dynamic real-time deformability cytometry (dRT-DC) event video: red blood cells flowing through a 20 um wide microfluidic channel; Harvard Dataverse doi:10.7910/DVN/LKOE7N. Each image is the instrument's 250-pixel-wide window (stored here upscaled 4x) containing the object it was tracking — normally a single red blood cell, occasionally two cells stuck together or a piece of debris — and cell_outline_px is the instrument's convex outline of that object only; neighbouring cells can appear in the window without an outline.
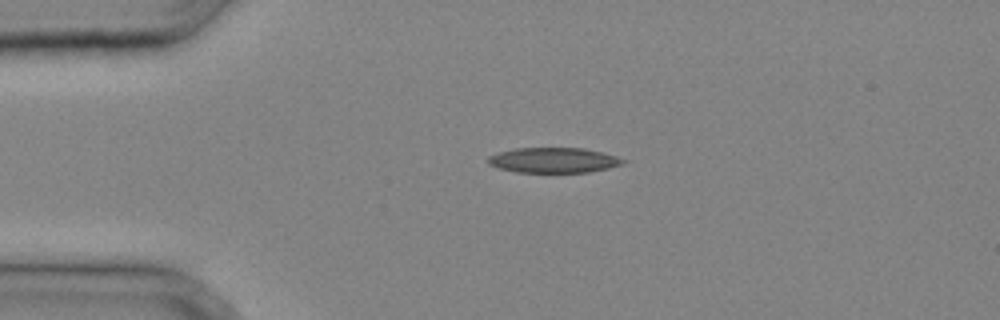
{"species": "common noctule bat (a hibernating species)", "species_latin": "Nyctalus noctula", "temperature_condition": "cold", "stored_images_in_passage": 34, "camera_frame_rate_fps": 3000, "um_per_image_px": 0.085, "animal": {"sex": "male", "body_mass_g": 20.4}, "frame": {"image": 1, "passage_image": 8, "time_ms": 2.333, "image_size_px": [1000, 320], "cell_outline_px": [[628, 160], [624, 164], [608, 168], [588, 172], [516, 172], [500, 168], [488, 164], [488, 156], [500, 152], [516, 148], [584, 148], [616, 156]], "centroid_in_image_um": [47.08, 13.61], "position_along_channel_um": 37.9, "area_um2": 19.71}}
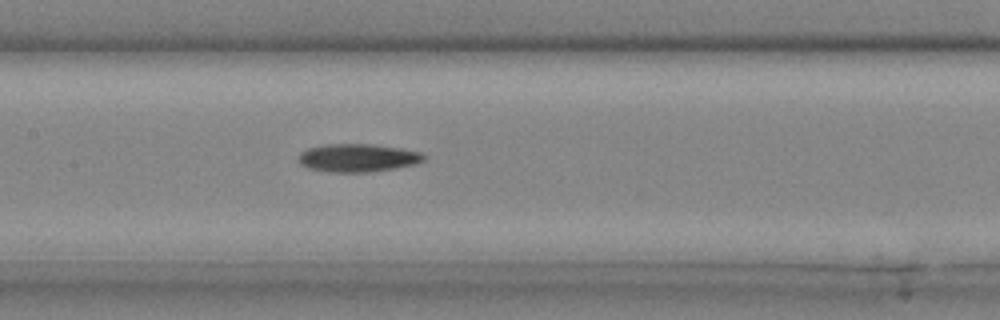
{"frame": {"image": 2, "passage_image": 17, "time_ms": 5.333, "image_size_px": [1000, 320], "cell_outline_px": [[424, 160], [416, 164], [396, 168], [368, 172], [328, 172], [308, 168], [300, 164], [300, 152], [308, 148], [328, 144], [368, 144], [400, 148], [420, 152], [424, 156]], "centroid_in_image_um": [30.4, 13.42], "position_along_channel_um": 177.0, "area_um2": 20.35}}
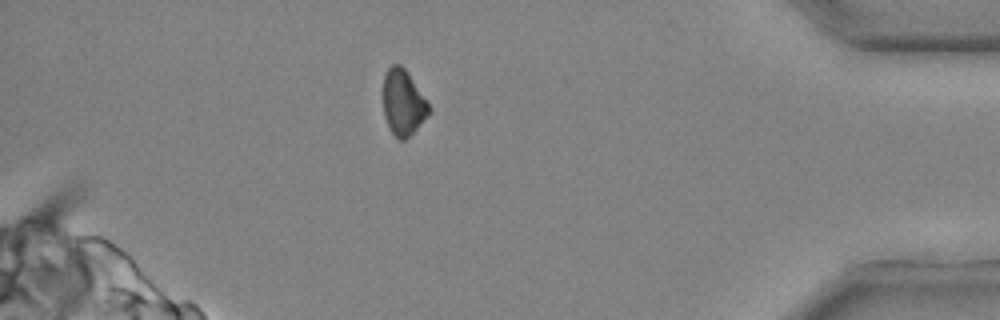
{"frame": {"image": 3, "passage_image": 31, "time_ms": 10.0, "image_size_px": [1000, 320], "cell_outline_px": [[432, 112], [404, 140], [400, 140], [392, 132], [384, 116], [384, 76], [388, 68], [392, 64], [400, 64], [408, 72], [428, 100], [432, 108]], "centroid_in_image_um": [34.31, 8.69], "position_along_channel_um": 400.9, "area_um2": 17.51}}